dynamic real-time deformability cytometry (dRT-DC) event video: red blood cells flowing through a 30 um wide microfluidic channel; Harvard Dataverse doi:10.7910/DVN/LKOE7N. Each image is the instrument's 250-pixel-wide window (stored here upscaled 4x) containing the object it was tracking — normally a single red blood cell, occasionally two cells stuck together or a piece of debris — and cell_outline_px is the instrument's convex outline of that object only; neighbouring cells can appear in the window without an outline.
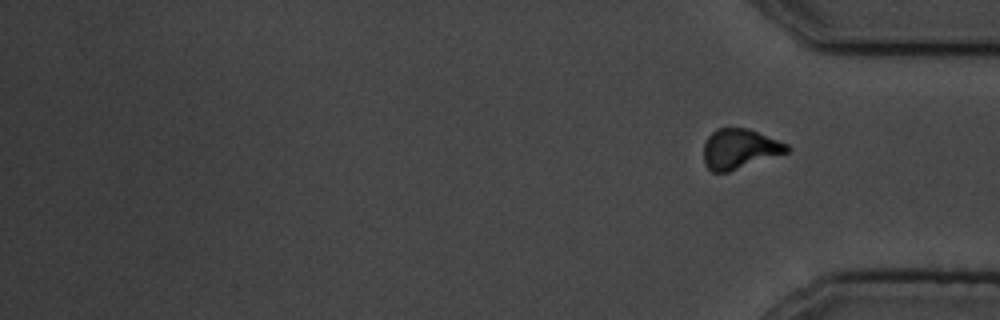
{"species": "common noctule bat (a hibernating species)", "species_latin": "Nyctalus noctula", "temperature_condition": "cold", "stored_images_in_passage": 14, "segment_of_instrument_passage": [2, 2], "camera_frame_rate_fps": 3000, "um_per_image_px": 0.085, "animal": {"sex": "male", "body_mass_g": 19.5, "forearm_length_mm": 54.6}, "frame": {"image": 1, "passage_image": 14, "time_ms": 15.333, "image_size_px": [1000, 320], "cell_outline_px": [[792, 148], [788, 152], [728, 172], [712, 172], [704, 164], [704, 144], [708, 136], [716, 128], [748, 128], [788, 144]], "centroid_in_image_um": [62.86, 12.65], "position_along_channel_um": 372.3, "area_um2": 19.36}}